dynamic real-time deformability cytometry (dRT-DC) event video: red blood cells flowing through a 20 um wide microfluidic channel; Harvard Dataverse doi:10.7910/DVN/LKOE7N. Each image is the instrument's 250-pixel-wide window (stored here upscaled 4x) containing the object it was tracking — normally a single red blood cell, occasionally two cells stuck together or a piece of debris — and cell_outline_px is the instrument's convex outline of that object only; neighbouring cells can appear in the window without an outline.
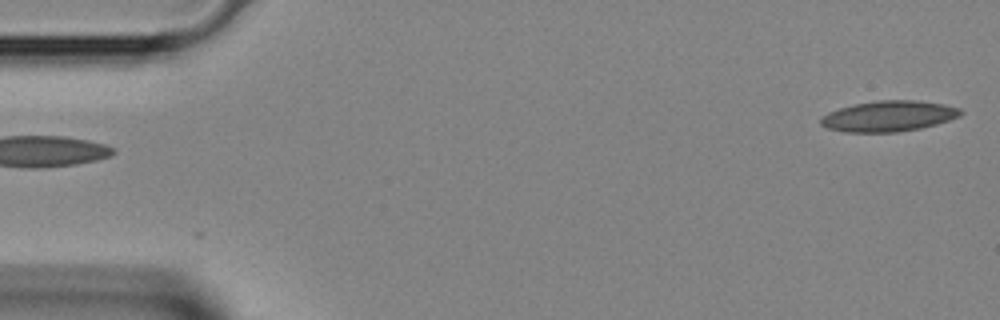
{"species": "Egyptian fruit bat (a non-hibernating species)", "species_latin": "Rousettus aegyptiacus", "temperature_condition": "room temperature", "stored_images_in_passage": 4, "segment_of_instrument_passage": [2, 2], "camera_frame_rate_fps": 3000, "um_per_image_px": 0.085, "animal": {"sex": "female"}, "frame": {"image": 1, "passage_image": 4, "time_ms": 1.0, "image_size_px": [1000, 320], "cell_outline_px": [[964, 112], [960, 116], [936, 124], [920, 128], [896, 132], [844, 132], [828, 128], [820, 124], [820, 116], [828, 112], [840, 108], [856, 104], [876, 100], [920, 100], [944, 104], [960, 108]], "centroid_in_image_um": [75.54, 9.86], "position_along_channel_um": 9.5, "area_um2": 25.09}}